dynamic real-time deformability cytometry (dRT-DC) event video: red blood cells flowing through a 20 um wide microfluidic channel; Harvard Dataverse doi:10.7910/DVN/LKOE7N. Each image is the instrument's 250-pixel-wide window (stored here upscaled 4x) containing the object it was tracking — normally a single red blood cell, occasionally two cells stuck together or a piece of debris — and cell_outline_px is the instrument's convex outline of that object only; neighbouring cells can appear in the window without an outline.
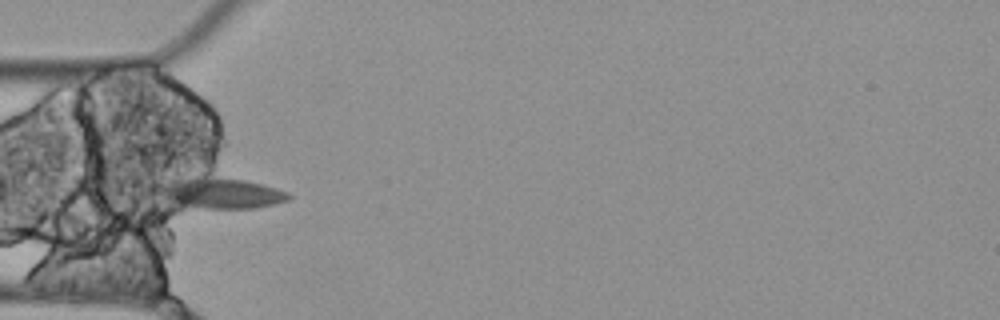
{"species": "Egyptian fruit bat (a non-hibernating species)", "species_latin": "Rousettus aegyptiacus", "temperature_condition": "cold", "stored_images_in_passage": 4, "camera_frame_rate_fps": 3000, "um_per_image_px": 0.085, "animal": {"sex": "female"}, "frame": {"image": 1, "passage_image": 4, "time_ms": 1.0, "image_size_px": [1000, 320], "cell_outline_px": [[292, 196], [288, 200], [256, 208], [176, 208], [148, 188], [148, 184], [204, 172], [264, 184], [288, 192]], "centroid_in_image_um": [18.43, 16.35], "position_along_channel_um": 66.6, "area_um2": 25.78}}